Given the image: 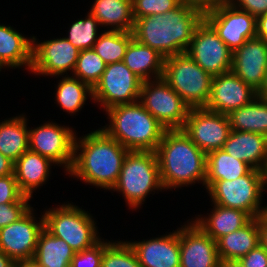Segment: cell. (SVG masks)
Returning a JSON list of instances; mask_svg holds the SVG:
<instances>
[{"instance_id":"4","label":"cell","mask_w":267,"mask_h":267,"mask_svg":"<svg viewBox=\"0 0 267 267\" xmlns=\"http://www.w3.org/2000/svg\"><path fill=\"white\" fill-rule=\"evenodd\" d=\"M104 112L107 123L101 128L122 146L129 151H156L166 129L138 101Z\"/></svg>"},{"instance_id":"41","label":"cell","mask_w":267,"mask_h":267,"mask_svg":"<svg viewBox=\"0 0 267 267\" xmlns=\"http://www.w3.org/2000/svg\"><path fill=\"white\" fill-rule=\"evenodd\" d=\"M229 3L256 18L267 14V0H229Z\"/></svg>"},{"instance_id":"10","label":"cell","mask_w":267,"mask_h":267,"mask_svg":"<svg viewBox=\"0 0 267 267\" xmlns=\"http://www.w3.org/2000/svg\"><path fill=\"white\" fill-rule=\"evenodd\" d=\"M138 102L166 130L182 129L191 109L162 77L143 81Z\"/></svg>"},{"instance_id":"34","label":"cell","mask_w":267,"mask_h":267,"mask_svg":"<svg viewBox=\"0 0 267 267\" xmlns=\"http://www.w3.org/2000/svg\"><path fill=\"white\" fill-rule=\"evenodd\" d=\"M68 25L67 33L65 36L63 35V37L80 51L92 49L103 31L98 20L89 11L85 14V17L82 18L81 15L80 18L72 21L71 24Z\"/></svg>"},{"instance_id":"15","label":"cell","mask_w":267,"mask_h":267,"mask_svg":"<svg viewBox=\"0 0 267 267\" xmlns=\"http://www.w3.org/2000/svg\"><path fill=\"white\" fill-rule=\"evenodd\" d=\"M40 214L32 207L18 221L0 229V250L16 263L33 259L39 234L44 228L42 210Z\"/></svg>"},{"instance_id":"8","label":"cell","mask_w":267,"mask_h":267,"mask_svg":"<svg viewBox=\"0 0 267 267\" xmlns=\"http://www.w3.org/2000/svg\"><path fill=\"white\" fill-rule=\"evenodd\" d=\"M162 78L190 108L206 106L213 76L203 70L186 52L164 58Z\"/></svg>"},{"instance_id":"16","label":"cell","mask_w":267,"mask_h":267,"mask_svg":"<svg viewBox=\"0 0 267 267\" xmlns=\"http://www.w3.org/2000/svg\"><path fill=\"white\" fill-rule=\"evenodd\" d=\"M182 130L207 154L224 147L231 126L227 115L201 107L190 109Z\"/></svg>"},{"instance_id":"36","label":"cell","mask_w":267,"mask_h":267,"mask_svg":"<svg viewBox=\"0 0 267 267\" xmlns=\"http://www.w3.org/2000/svg\"><path fill=\"white\" fill-rule=\"evenodd\" d=\"M101 267H141L137 256L126 240L105 238Z\"/></svg>"},{"instance_id":"22","label":"cell","mask_w":267,"mask_h":267,"mask_svg":"<svg viewBox=\"0 0 267 267\" xmlns=\"http://www.w3.org/2000/svg\"><path fill=\"white\" fill-rule=\"evenodd\" d=\"M22 34L10 24L0 23V64L5 70L22 69L29 73L32 65V35Z\"/></svg>"},{"instance_id":"5","label":"cell","mask_w":267,"mask_h":267,"mask_svg":"<svg viewBox=\"0 0 267 267\" xmlns=\"http://www.w3.org/2000/svg\"><path fill=\"white\" fill-rule=\"evenodd\" d=\"M112 191L122 195L128 210L136 212L150 194L164 192L156 152L128 151Z\"/></svg>"},{"instance_id":"7","label":"cell","mask_w":267,"mask_h":267,"mask_svg":"<svg viewBox=\"0 0 267 267\" xmlns=\"http://www.w3.org/2000/svg\"><path fill=\"white\" fill-rule=\"evenodd\" d=\"M205 192L209 195V203L240 209L252 218H257L263 216L265 211L266 202L263 199L267 192L266 172L252 169L235 180H218Z\"/></svg>"},{"instance_id":"12","label":"cell","mask_w":267,"mask_h":267,"mask_svg":"<svg viewBox=\"0 0 267 267\" xmlns=\"http://www.w3.org/2000/svg\"><path fill=\"white\" fill-rule=\"evenodd\" d=\"M32 65L30 73L34 76L49 77L72 75L80 50L66 38L53 36L40 40L32 34ZM70 73V74H69Z\"/></svg>"},{"instance_id":"13","label":"cell","mask_w":267,"mask_h":267,"mask_svg":"<svg viewBox=\"0 0 267 267\" xmlns=\"http://www.w3.org/2000/svg\"><path fill=\"white\" fill-rule=\"evenodd\" d=\"M204 19L232 52L257 37V18L229 2L204 12Z\"/></svg>"},{"instance_id":"32","label":"cell","mask_w":267,"mask_h":267,"mask_svg":"<svg viewBox=\"0 0 267 267\" xmlns=\"http://www.w3.org/2000/svg\"><path fill=\"white\" fill-rule=\"evenodd\" d=\"M231 130L267 136V99L256 96L249 104L228 115Z\"/></svg>"},{"instance_id":"30","label":"cell","mask_w":267,"mask_h":267,"mask_svg":"<svg viewBox=\"0 0 267 267\" xmlns=\"http://www.w3.org/2000/svg\"><path fill=\"white\" fill-rule=\"evenodd\" d=\"M75 253L63 239L43 228L32 260L40 267H70Z\"/></svg>"},{"instance_id":"11","label":"cell","mask_w":267,"mask_h":267,"mask_svg":"<svg viewBox=\"0 0 267 267\" xmlns=\"http://www.w3.org/2000/svg\"><path fill=\"white\" fill-rule=\"evenodd\" d=\"M142 84L143 80L123 61L108 64L93 88L94 106L104 113L113 106L137 102Z\"/></svg>"},{"instance_id":"14","label":"cell","mask_w":267,"mask_h":267,"mask_svg":"<svg viewBox=\"0 0 267 267\" xmlns=\"http://www.w3.org/2000/svg\"><path fill=\"white\" fill-rule=\"evenodd\" d=\"M186 53L212 76L231 71L233 52L205 19L197 26Z\"/></svg>"},{"instance_id":"21","label":"cell","mask_w":267,"mask_h":267,"mask_svg":"<svg viewBox=\"0 0 267 267\" xmlns=\"http://www.w3.org/2000/svg\"><path fill=\"white\" fill-rule=\"evenodd\" d=\"M56 166L50 159L28 149L14 162V174L20 191L34 199L36 191L50 181L51 170Z\"/></svg>"},{"instance_id":"35","label":"cell","mask_w":267,"mask_h":267,"mask_svg":"<svg viewBox=\"0 0 267 267\" xmlns=\"http://www.w3.org/2000/svg\"><path fill=\"white\" fill-rule=\"evenodd\" d=\"M106 66L107 64L93 48L81 50L72 76L80 79L93 89L99 82Z\"/></svg>"},{"instance_id":"28","label":"cell","mask_w":267,"mask_h":267,"mask_svg":"<svg viewBox=\"0 0 267 267\" xmlns=\"http://www.w3.org/2000/svg\"><path fill=\"white\" fill-rule=\"evenodd\" d=\"M216 242L220 261L240 260L259 245L258 217L252 218L245 226L222 236Z\"/></svg>"},{"instance_id":"45","label":"cell","mask_w":267,"mask_h":267,"mask_svg":"<svg viewBox=\"0 0 267 267\" xmlns=\"http://www.w3.org/2000/svg\"><path fill=\"white\" fill-rule=\"evenodd\" d=\"M14 174V162L0 153V177Z\"/></svg>"},{"instance_id":"19","label":"cell","mask_w":267,"mask_h":267,"mask_svg":"<svg viewBox=\"0 0 267 267\" xmlns=\"http://www.w3.org/2000/svg\"><path fill=\"white\" fill-rule=\"evenodd\" d=\"M138 240L126 241L134 250L141 267H180L179 226L172 232Z\"/></svg>"},{"instance_id":"9","label":"cell","mask_w":267,"mask_h":267,"mask_svg":"<svg viewBox=\"0 0 267 267\" xmlns=\"http://www.w3.org/2000/svg\"><path fill=\"white\" fill-rule=\"evenodd\" d=\"M42 122L37 127L29 126V149L50 159L67 175L74 161L75 139L78 134L76 127L50 119Z\"/></svg>"},{"instance_id":"27","label":"cell","mask_w":267,"mask_h":267,"mask_svg":"<svg viewBox=\"0 0 267 267\" xmlns=\"http://www.w3.org/2000/svg\"><path fill=\"white\" fill-rule=\"evenodd\" d=\"M53 78H58V82L54 84L55 95L54 103L66 112L69 116L79 115L80 111L83 110L84 105H87L88 100L93 102V89L80 79L72 76H56ZM60 78V79H59Z\"/></svg>"},{"instance_id":"3","label":"cell","mask_w":267,"mask_h":267,"mask_svg":"<svg viewBox=\"0 0 267 267\" xmlns=\"http://www.w3.org/2000/svg\"><path fill=\"white\" fill-rule=\"evenodd\" d=\"M155 152L166 192L197 183L205 190L207 154L182 129L166 130Z\"/></svg>"},{"instance_id":"6","label":"cell","mask_w":267,"mask_h":267,"mask_svg":"<svg viewBox=\"0 0 267 267\" xmlns=\"http://www.w3.org/2000/svg\"><path fill=\"white\" fill-rule=\"evenodd\" d=\"M55 207H44V228L63 239L76 252L93 247L101 239L96 218L72 201H64ZM90 212V213H89Z\"/></svg>"},{"instance_id":"24","label":"cell","mask_w":267,"mask_h":267,"mask_svg":"<svg viewBox=\"0 0 267 267\" xmlns=\"http://www.w3.org/2000/svg\"><path fill=\"white\" fill-rule=\"evenodd\" d=\"M207 214H196L191 220L197 224L213 240L217 241L237 229L245 226L252 217L243 210L228 208L214 203ZM211 209V210H210Z\"/></svg>"},{"instance_id":"2","label":"cell","mask_w":267,"mask_h":267,"mask_svg":"<svg viewBox=\"0 0 267 267\" xmlns=\"http://www.w3.org/2000/svg\"><path fill=\"white\" fill-rule=\"evenodd\" d=\"M204 12L182 2L175 9L135 19L133 37L164 58L185 53Z\"/></svg>"},{"instance_id":"42","label":"cell","mask_w":267,"mask_h":267,"mask_svg":"<svg viewBox=\"0 0 267 267\" xmlns=\"http://www.w3.org/2000/svg\"><path fill=\"white\" fill-rule=\"evenodd\" d=\"M239 261L245 267H267V251L259 244Z\"/></svg>"},{"instance_id":"40","label":"cell","mask_w":267,"mask_h":267,"mask_svg":"<svg viewBox=\"0 0 267 267\" xmlns=\"http://www.w3.org/2000/svg\"><path fill=\"white\" fill-rule=\"evenodd\" d=\"M23 196L15 174L0 177V204L18 202Z\"/></svg>"},{"instance_id":"25","label":"cell","mask_w":267,"mask_h":267,"mask_svg":"<svg viewBox=\"0 0 267 267\" xmlns=\"http://www.w3.org/2000/svg\"><path fill=\"white\" fill-rule=\"evenodd\" d=\"M92 2L89 12L98 20L100 27L111 31H133L135 19L132 0H93Z\"/></svg>"},{"instance_id":"44","label":"cell","mask_w":267,"mask_h":267,"mask_svg":"<svg viewBox=\"0 0 267 267\" xmlns=\"http://www.w3.org/2000/svg\"><path fill=\"white\" fill-rule=\"evenodd\" d=\"M259 244L267 251V218L258 217Z\"/></svg>"},{"instance_id":"23","label":"cell","mask_w":267,"mask_h":267,"mask_svg":"<svg viewBox=\"0 0 267 267\" xmlns=\"http://www.w3.org/2000/svg\"><path fill=\"white\" fill-rule=\"evenodd\" d=\"M223 149L253 169L267 172V136L231 130Z\"/></svg>"},{"instance_id":"26","label":"cell","mask_w":267,"mask_h":267,"mask_svg":"<svg viewBox=\"0 0 267 267\" xmlns=\"http://www.w3.org/2000/svg\"><path fill=\"white\" fill-rule=\"evenodd\" d=\"M123 62L143 81L161 78L163 75L164 57L135 38L126 49Z\"/></svg>"},{"instance_id":"49","label":"cell","mask_w":267,"mask_h":267,"mask_svg":"<svg viewBox=\"0 0 267 267\" xmlns=\"http://www.w3.org/2000/svg\"><path fill=\"white\" fill-rule=\"evenodd\" d=\"M257 96L267 99V70L264 78V82L260 90L257 92Z\"/></svg>"},{"instance_id":"31","label":"cell","mask_w":267,"mask_h":267,"mask_svg":"<svg viewBox=\"0 0 267 267\" xmlns=\"http://www.w3.org/2000/svg\"><path fill=\"white\" fill-rule=\"evenodd\" d=\"M253 168L229 155L223 148L207 153L205 191L218 180H235L248 174Z\"/></svg>"},{"instance_id":"38","label":"cell","mask_w":267,"mask_h":267,"mask_svg":"<svg viewBox=\"0 0 267 267\" xmlns=\"http://www.w3.org/2000/svg\"><path fill=\"white\" fill-rule=\"evenodd\" d=\"M31 200L24 195L18 202L0 204V229L23 217L33 207Z\"/></svg>"},{"instance_id":"33","label":"cell","mask_w":267,"mask_h":267,"mask_svg":"<svg viewBox=\"0 0 267 267\" xmlns=\"http://www.w3.org/2000/svg\"><path fill=\"white\" fill-rule=\"evenodd\" d=\"M133 38L132 32L103 30L93 45V50L107 65L121 62Z\"/></svg>"},{"instance_id":"20","label":"cell","mask_w":267,"mask_h":267,"mask_svg":"<svg viewBox=\"0 0 267 267\" xmlns=\"http://www.w3.org/2000/svg\"><path fill=\"white\" fill-rule=\"evenodd\" d=\"M231 70L258 92L267 70V40L259 37L248 39L233 52Z\"/></svg>"},{"instance_id":"43","label":"cell","mask_w":267,"mask_h":267,"mask_svg":"<svg viewBox=\"0 0 267 267\" xmlns=\"http://www.w3.org/2000/svg\"><path fill=\"white\" fill-rule=\"evenodd\" d=\"M182 2L206 12L220 6L221 4L229 2V0H182Z\"/></svg>"},{"instance_id":"37","label":"cell","mask_w":267,"mask_h":267,"mask_svg":"<svg viewBox=\"0 0 267 267\" xmlns=\"http://www.w3.org/2000/svg\"><path fill=\"white\" fill-rule=\"evenodd\" d=\"M181 3L182 0H132L134 19L166 13Z\"/></svg>"},{"instance_id":"1","label":"cell","mask_w":267,"mask_h":267,"mask_svg":"<svg viewBox=\"0 0 267 267\" xmlns=\"http://www.w3.org/2000/svg\"><path fill=\"white\" fill-rule=\"evenodd\" d=\"M128 151L101 127L93 128L85 135H76L74 161L67 176L92 188L111 191Z\"/></svg>"},{"instance_id":"52","label":"cell","mask_w":267,"mask_h":267,"mask_svg":"<svg viewBox=\"0 0 267 267\" xmlns=\"http://www.w3.org/2000/svg\"><path fill=\"white\" fill-rule=\"evenodd\" d=\"M5 68L0 64V72H2ZM1 74V73H0Z\"/></svg>"},{"instance_id":"39","label":"cell","mask_w":267,"mask_h":267,"mask_svg":"<svg viewBox=\"0 0 267 267\" xmlns=\"http://www.w3.org/2000/svg\"><path fill=\"white\" fill-rule=\"evenodd\" d=\"M104 250L105 239L102 238L93 247L76 252L70 267H101Z\"/></svg>"},{"instance_id":"17","label":"cell","mask_w":267,"mask_h":267,"mask_svg":"<svg viewBox=\"0 0 267 267\" xmlns=\"http://www.w3.org/2000/svg\"><path fill=\"white\" fill-rule=\"evenodd\" d=\"M180 267H219L217 242L191 219L179 227Z\"/></svg>"},{"instance_id":"18","label":"cell","mask_w":267,"mask_h":267,"mask_svg":"<svg viewBox=\"0 0 267 267\" xmlns=\"http://www.w3.org/2000/svg\"><path fill=\"white\" fill-rule=\"evenodd\" d=\"M256 96L257 92L231 70L213 76L210 97L204 108L228 115L249 104Z\"/></svg>"},{"instance_id":"48","label":"cell","mask_w":267,"mask_h":267,"mask_svg":"<svg viewBox=\"0 0 267 267\" xmlns=\"http://www.w3.org/2000/svg\"><path fill=\"white\" fill-rule=\"evenodd\" d=\"M219 267H245L239 260L221 261Z\"/></svg>"},{"instance_id":"50","label":"cell","mask_w":267,"mask_h":267,"mask_svg":"<svg viewBox=\"0 0 267 267\" xmlns=\"http://www.w3.org/2000/svg\"><path fill=\"white\" fill-rule=\"evenodd\" d=\"M16 267H40L33 260L20 261L16 263Z\"/></svg>"},{"instance_id":"47","label":"cell","mask_w":267,"mask_h":267,"mask_svg":"<svg viewBox=\"0 0 267 267\" xmlns=\"http://www.w3.org/2000/svg\"><path fill=\"white\" fill-rule=\"evenodd\" d=\"M0 267H16V262L0 250Z\"/></svg>"},{"instance_id":"46","label":"cell","mask_w":267,"mask_h":267,"mask_svg":"<svg viewBox=\"0 0 267 267\" xmlns=\"http://www.w3.org/2000/svg\"><path fill=\"white\" fill-rule=\"evenodd\" d=\"M257 37L267 40V14L257 17Z\"/></svg>"},{"instance_id":"29","label":"cell","mask_w":267,"mask_h":267,"mask_svg":"<svg viewBox=\"0 0 267 267\" xmlns=\"http://www.w3.org/2000/svg\"><path fill=\"white\" fill-rule=\"evenodd\" d=\"M29 123L25 112L0 120V153L13 162L29 149Z\"/></svg>"},{"instance_id":"51","label":"cell","mask_w":267,"mask_h":267,"mask_svg":"<svg viewBox=\"0 0 267 267\" xmlns=\"http://www.w3.org/2000/svg\"><path fill=\"white\" fill-rule=\"evenodd\" d=\"M264 216L267 218V204L265 205Z\"/></svg>"}]
</instances>
